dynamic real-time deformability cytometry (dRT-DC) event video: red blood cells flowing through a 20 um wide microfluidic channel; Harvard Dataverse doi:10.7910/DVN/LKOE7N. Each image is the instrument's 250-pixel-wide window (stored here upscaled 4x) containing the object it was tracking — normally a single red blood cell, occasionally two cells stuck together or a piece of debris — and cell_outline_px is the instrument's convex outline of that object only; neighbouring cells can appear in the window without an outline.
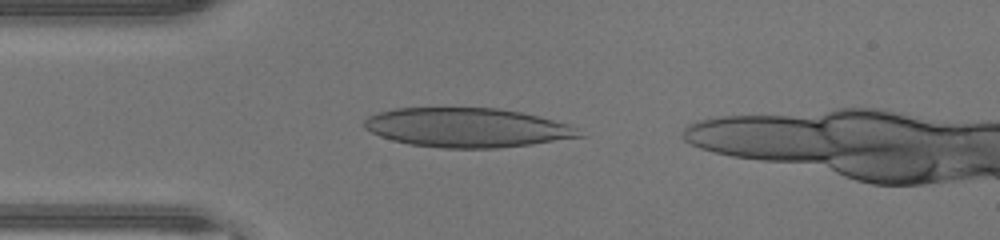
{"species": "human", "species_latin": "Homo sapiens", "temperature_condition": "warm", "stored_images_in_passage": 32, "camera_frame_rate_fps": 3000, "um_per_image_px": 0.085, "donor": {"sex": "male"}, "frame": {"image": 1, "passage_image": 3, "time_ms": 0.667, "image_size_px": [1000, 240], "cell_outline_px": [[584, 136], [532, 144], [496, 148], [444, 148], [408, 144], [392, 140], [380, 136], [364, 128], [364, 120], [368, 116], [376, 112], [392, 108], [496, 108], [520, 112], [568, 124], [576, 128]], "centroid_in_image_um": [39.64, 10.85], "position_along_channel_um": 45.4, "area_um2": 49.01}}
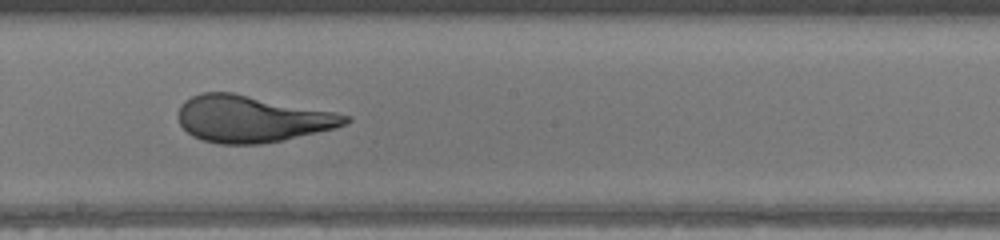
{"frame": {"image": 2, "passage_image": 16, "time_ms": 5.0, "image_size_px": [1000, 240], "cell_outline_px": [[352, 120], [336, 128], [284, 140], [260, 144], [220, 144], [204, 140], [192, 136], [180, 124], [176, 116], [180, 104], [184, 100], [200, 92], [232, 92], [336, 112], [352, 116]], "centroid_in_image_um": [21.4, 10.1], "position_along_channel_um": 226.8, "area_um2": 45.72}}
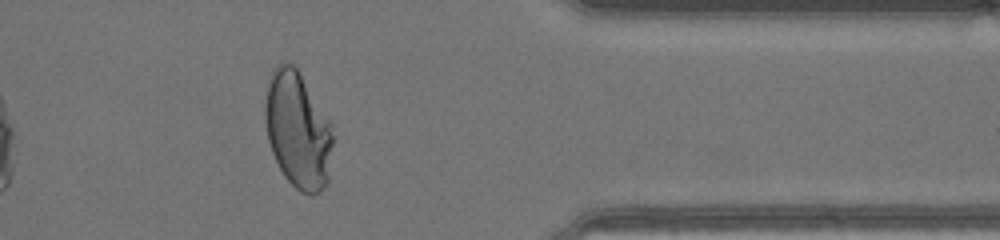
{"frame": {"image": 3, "passage_image": 28, "time_ms": 9.0, "image_size_px": [1000, 240], "cell_outline_px": [[336, 136], [328, 180], [324, 188], [320, 192], [312, 196], [300, 192], [284, 176], [272, 152], [268, 140], [264, 116], [264, 104], [268, 84], [272, 68], [280, 60], [292, 64], [296, 68], [332, 124]], "centroid_in_image_um": [25.34, 11.07], "position_along_channel_um": 386.1, "area_um2": 46.76}}